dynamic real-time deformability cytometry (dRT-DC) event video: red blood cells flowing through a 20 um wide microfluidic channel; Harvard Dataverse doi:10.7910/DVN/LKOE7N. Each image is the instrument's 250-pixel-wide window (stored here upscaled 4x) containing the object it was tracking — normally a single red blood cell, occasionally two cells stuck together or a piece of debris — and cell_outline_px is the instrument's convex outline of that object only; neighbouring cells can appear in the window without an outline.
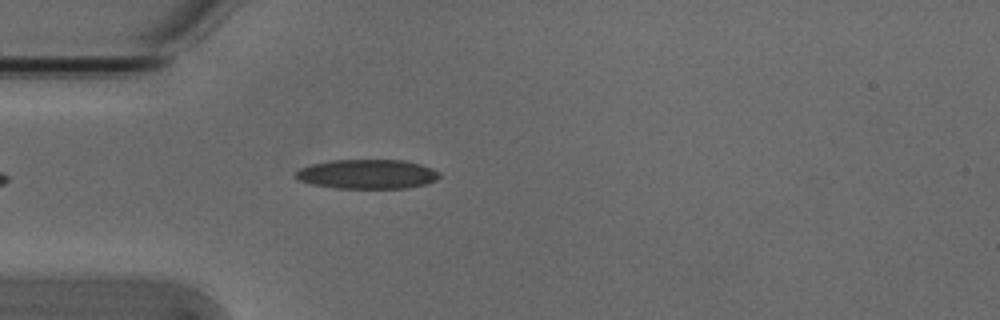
{"species": "Egyptian fruit bat (a non-hibernating species)", "species_latin": "Rousettus aegyptiacus", "temperature_condition": "cold", "stored_images_in_passage": 5, "camera_frame_rate_fps": 3000, "um_per_image_px": 0.085, "animal": {"sex": "male"}, "frame": {"image": 1, "passage_image": 5, "time_ms": 1.333, "image_size_px": [1000, 320], "cell_outline_px": [[440, 176], [436, 180], [428, 184], [408, 188], [336, 188], [312, 184], [300, 180], [292, 176], [300, 168], [312, 164], [332, 160], [404, 160], [420, 164], [432, 168], [440, 172]], "centroid_in_image_um": [31.24, 14.8], "position_along_channel_um": 53.8, "area_um2": 24.74}}